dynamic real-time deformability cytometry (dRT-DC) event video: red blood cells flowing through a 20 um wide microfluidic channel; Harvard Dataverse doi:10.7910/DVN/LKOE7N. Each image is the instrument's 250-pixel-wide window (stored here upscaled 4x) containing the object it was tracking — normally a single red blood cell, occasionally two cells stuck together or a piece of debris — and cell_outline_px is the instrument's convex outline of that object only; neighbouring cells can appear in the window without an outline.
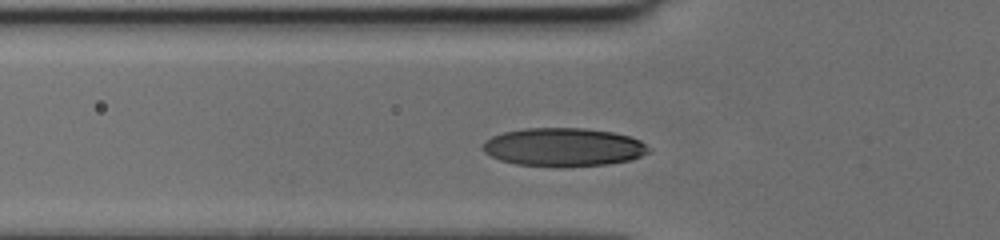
{"species": "human", "species_latin": "Homo sapiens", "temperature_condition": "cold", "stored_images_in_passage": 29, "camera_frame_rate_fps": 3000, "um_per_image_px": 0.085, "donor": {"sex": "female"}, "frame": {"image": 1, "passage_image": 7, "time_ms": 2.0, "image_size_px": [1000, 240], "cell_outline_px": [[652, 152], [632, 160], [608, 164], [560, 168], [516, 164], [500, 160], [484, 152], [484, 140], [492, 136], [504, 132], [524, 128], [584, 128], [612, 132], [632, 136], [640, 140], [652, 148]], "centroid_in_image_um": [47.96, 12.52], "position_along_channel_um": 77.8, "area_um2": 37.74}}
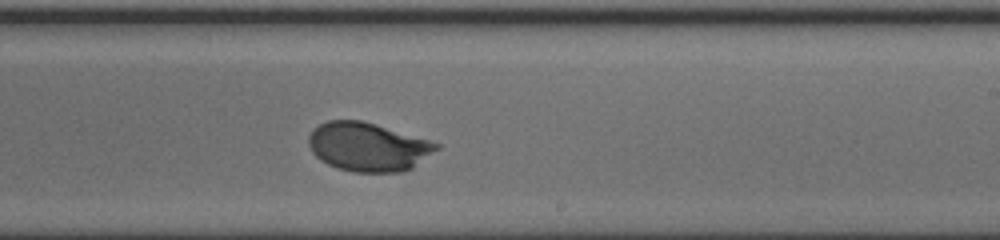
{"frame": {"image": 2, "passage_image": 20, "time_ms": 6.333, "image_size_px": [1000, 240], "cell_outline_px": [[440, 148], [412, 168], [404, 172], [352, 172], [336, 168], [320, 160], [312, 152], [308, 144], [308, 136], [312, 128], [328, 120], [360, 120], [376, 124], [428, 140], [440, 144]], "centroid_in_image_um": [31.26, 12.49], "position_along_channel_um": 257.7, "area_um2": 36.41}}
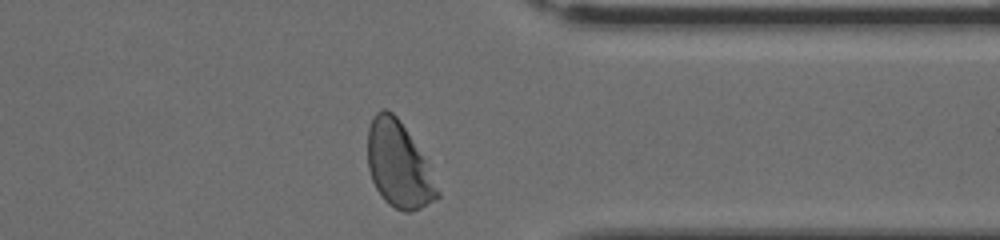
{"frame": {"image": 3, "passage_image": 29, "time_ms": 9.333, "image_size_px": [1000, 240], "cell_outline_px": [[440, 196], [436, 200], [412, 212], [404, 212], [388, 204], [384, 200], [376, 188], [372, 180], [368, 168], [368, 128], [372, 116], [376, 112], [384, 108], [392, 112], [396, 116], [404, 128], [424, 160], [440, 192]], "centroid_in_image_um": [33.85, 14.03], "position_along_channel_um": 377.6, "area_um2": 34.1}}